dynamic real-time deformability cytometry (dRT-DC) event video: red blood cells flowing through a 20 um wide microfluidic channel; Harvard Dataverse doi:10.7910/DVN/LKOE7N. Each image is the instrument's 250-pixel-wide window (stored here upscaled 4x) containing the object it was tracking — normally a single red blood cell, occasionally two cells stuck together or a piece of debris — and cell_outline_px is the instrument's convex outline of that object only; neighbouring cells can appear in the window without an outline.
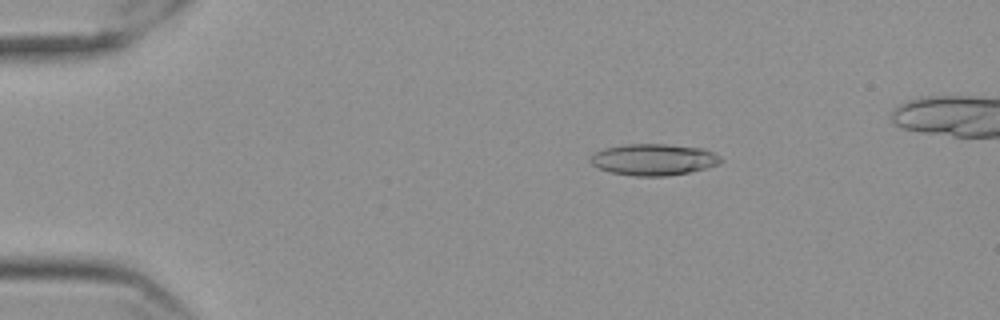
{"species": "Egyptian fruit bat (a non-hibernating species)", "species_latin": "Rousettus aegyptiacus", "temperature_condition": "cold", "stored_images_in_passage": 56, "camera_frame_rate_fps": 3000, "um_per_image_px": 0.085, "frame": {"image": 1, "passage_image": 11, "time_ms": 3.333, "image_size_px": [1000, 320], "cell_outline_px": [[724, 160], [720, 164], [708, 168], [688, 172], [664, 176], [632, 176], [608, 172], [596, 168], [588, 160], [596, 152], [604, 148], [624, 144], [668, 144], [704, 148], [720, 156]], "centroid_in_image_um": [55.56, 13.56], "position_along_channel_um": 29.4, "area_um2": 24.22}}
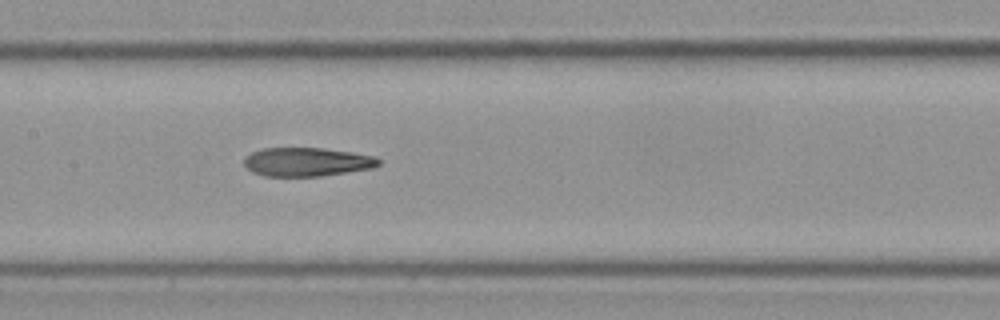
{"frame": {"image": 2, "passage_image": 29, "time_ms": 9.333, "image_size_px": [1000, 320], "cell_outline_px": [[380, 164], [372, 168], [320, 176], [264, 176], [252, 172], [244, 164], [244, 156], [252, 152], [264, 148], [324, 148], [352, 152], [376, 156], [380, 160]], "centroid_in_image_um": [26.08, 13.76], "position_along_channel_um": 181.3, "area_um2": 22.54}}
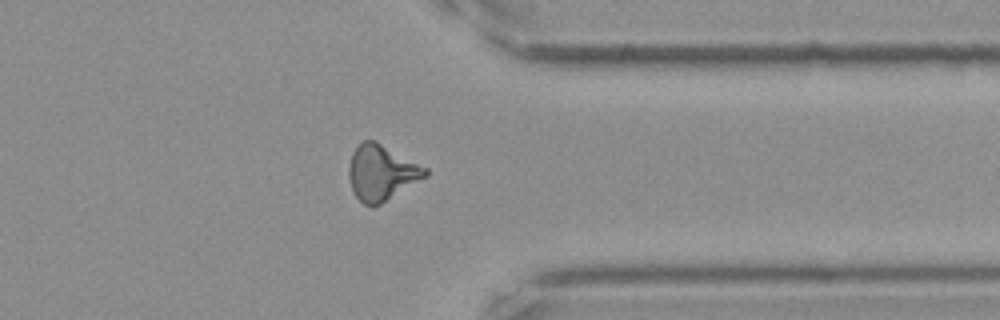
{"frame": {"image": 3, "passage_image": 46, "time_ms": 15.0, "image_size_px": [1000, 320], "cell_outline_px": [[428, 176], [380, 204], [372, 208], [364, 204], [356, 196], [352, 188], [348, 176], [348, 168], [352, 152], [356, 144], [364, 140], [376, 140], [428, 168]], "centroid_in_image_um": [32.42, 14.66], "position_along_channel_um": 379.0, "area_um2": 24.97}}